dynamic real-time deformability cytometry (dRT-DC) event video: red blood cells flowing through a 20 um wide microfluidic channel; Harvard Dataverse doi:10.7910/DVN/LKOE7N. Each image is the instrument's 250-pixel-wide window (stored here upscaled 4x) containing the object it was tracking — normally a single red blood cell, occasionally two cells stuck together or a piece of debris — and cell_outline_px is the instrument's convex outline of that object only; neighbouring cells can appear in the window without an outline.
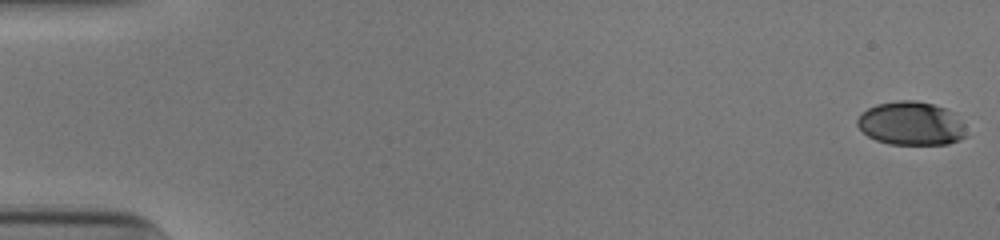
{"species": "human", "species_latin": "Homo sapiens", "temperature_condition": "cold", "stored_images_in_passage": 53, "camera_frame_rate_fps": 3000, "um_per_image_px": 0.085, "donor": {"sex": "male"}, "frame": {"image": 1, "passage_image": 1, "time_ms": 0.0, "image_size_px": [1000, 240], "cell_outline_px": [[968, 136], [960, 140], [948, 144], [888, 144], [876, 140], [868, 136], [856, 124], [856, 120], [860, 112], [876, 104], [900, 100], [916, 100], [932, 104], [956, 112], [964, 124]], "centroid_in_image_um": [77.47, 10.49], "position_along_channel_um": 7.5, "area_um2": 28.09}}
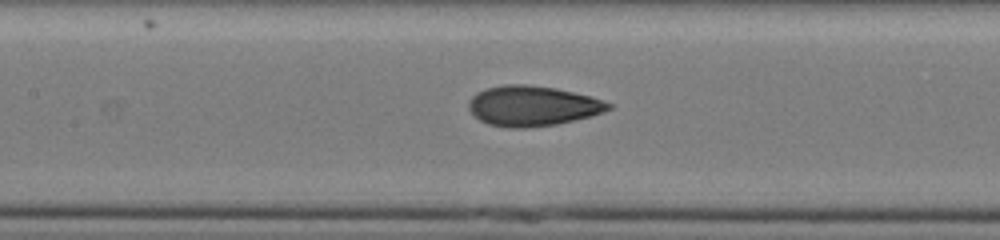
{"frame": {"image": 2, "passage_image": 26, "time_ms": 8.333, "image_size_px": [1000, 240], "cell_outline_px": [[612, 108], [604, 112], [592, 116], [556, 124], [524, 128], [508, 128], [488, 124], [480, 120], [468, 108], [468, 100], [476, 92], [488, 88], [504, 84], [524, 84], [556, 88], [604, 100], [612, 104]], "centroid_in_image_um": [45.26, 9.0], "position_along_channel_um": 162.1, "area_um2": 32.71}}
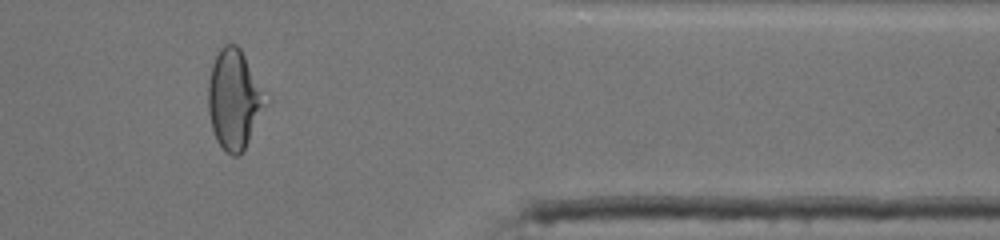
{"frame": {"image": 3, "passage_image": 45, "time_ms": 14.667, "image_size_px": [1000, 240], "cell_outline_px": [[272, 100], [244, 148], [236, 156], [232, 156], [216, 140], [212, 128], [208, 112], [208, 80], [212, 64], [220, 48], [224, 44], [236, 44], [240, 48], [272, 96]], "centroid_in_image_um": [19.99, 8.39], "position_along_channel_um": 391.4, "area_um2": 34.39}, "authors_computed_cell_mechanics": {"area_um2": 31.6744, "velocity_mm_per_s": 3.9167, "shape_relaxation_time_tau1_ms": 4.5913, "shape_relaxation_time_tau2_ms": 1.033, "deformation_change_tau1": 0.2097, "deformation_change_tau2": 0.0744}}